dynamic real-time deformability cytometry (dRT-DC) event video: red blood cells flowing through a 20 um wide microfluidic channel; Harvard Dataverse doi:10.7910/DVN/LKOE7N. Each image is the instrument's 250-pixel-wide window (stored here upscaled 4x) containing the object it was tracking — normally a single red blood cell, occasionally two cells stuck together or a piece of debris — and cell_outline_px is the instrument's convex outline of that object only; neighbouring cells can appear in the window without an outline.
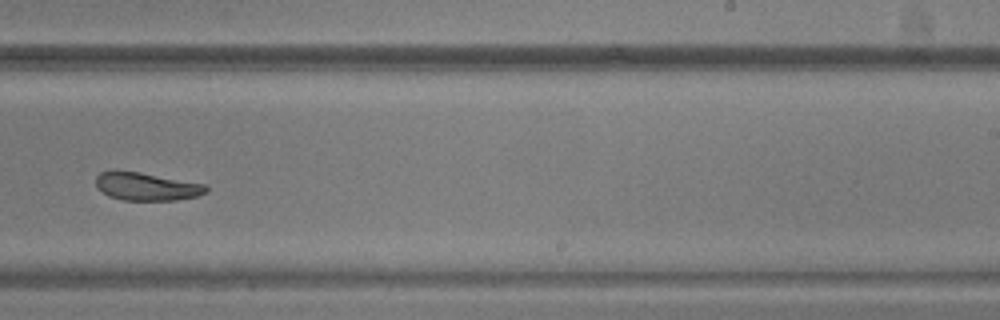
{"species": "common noctule bat (a hibernating species)", "species_latin": "Nyctalus noctula", "temperature_condition": "warm", "stored_images_in_passage": 37, "camera_frame_rate_fps": 3000, "um_per_image_px": 0.085, "animal": {"sex": "male", "body_mass_g": 20.5, "forearm_length_mm": 52.5}, "frame": {"image": 1, "passage_image": 21, "time_ms": 6.667, "image_size_px": [1000, 320], "cell_outline_px": [[208, 192], [196, 196], [176, 200], [124, 200], [108, 196], [96, 188], [96, 176], [100, 172], [140, 172], [204, 184], [208, 188]], "centroid_in_image_um": [12.46, 15.87], "position_along_channel_um": 276.5, "area_um2": 17.69}}